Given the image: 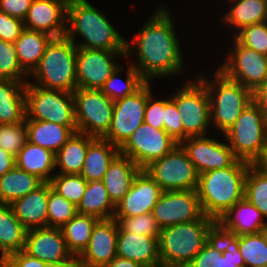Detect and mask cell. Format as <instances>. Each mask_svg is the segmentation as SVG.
I'll use <instances>...</instances> for the list:
<instances>
[{
    "instance_id": "6da1fadb",
    "label": "cell",
    "mask_w": 267,
    "mask_h": 267,
    "mask_svg": "<svg viewBox=\"0 0 267 267\" xmlns=\"http://www.w3.org/2000/svg\"><path fill=\"white\" fill-rule=\"evenodd\" d=\"M172 17L164 5L158 7L141 26L133 40L126 42V58L135 54L137 60L130 64L146 82L153 81V78L170 77L186 72L183 69L185 63L181 41L174 30Z\"/></svg>"
},
{
    "instance_id": "7a4b0ae2",
    "label": "cell",
    "mask_w": 267,
    "mask_h": 267,
    "mask_svg": "<svg viewBox=\"0 0 267 267\" xmlns=\"http://www.w3.org/2000/svg\"><path fill=\"white\" fill-rule=\"evenodd\" d=\"M66 22L65 36L77 47L126 52L127 40L115 29L105 13L88 0H69ZM77 34L84 42H76Z\"/></svg>"
},
{
    "instance_id": "3957f363",
    "label": "cell",
    "mask_w": 267,
    "mask_h": 267,
    "mask_svg": "<svg viewBox=\"0 0 267 267\" xmlns=\"http://www.w3.org/2000/svg\"><path fill=\"white\" fill-rule=\"evenodd\" d=\"M249 163L236 160L231 166L199 174L197 193L205 216L216 221L244 198Z\"/></svg>"
},
{
    "instance_id": "277c9868",
    "label": "cell",
    "mask_w": 267,
    "mask_h": 267,
    "mask_svg": "<svg viewBox=\"0 0 267 267\" xmlns=\"http://www.w3.org/2000/svg\"><path fill=\"white\" fill-rule=\"evenodd\" d=\"M217 221L201 220L175 224L161 229L159 254L161 267H186L213 236Z\"/></svg>"
},
{
    "instance_id": "5b68a950",
    "label": "cell",
    "mask_w": 267,
    "mask_h": 267,
    "mask_svg": "<svg viewBox=\"0 0 267 267\" xmlns=\"http://www.w3.org/2000/svg\"><path fill=\"white\" fill-rule=\"evenodd\" d=\"M76 57L77 46L68 37L52 38L38 66L29 75L34 79L29 83L73 93L77 89Z\"/></svg>"
},
{
    "instance_id": "8992f818",
    "label": "cell",
    "mask_w": 267,
    "mask_h": 267,
    "mask_svg": "<svg viewBox=\"0 0 267 267\" xmlns=\"http://www.w3.org/2000/svg\"><path fill=\"white\" fill-rule=\"evenodd\" d=\"M197 78L207 89L211 126L214 125L224 135L234 125L241 112L253 102V92L227 78L218 69L213 80L199 74Z\"/></svg>"
},
{
    "instance_id": "52a82bcc",
    "label": "cell",
    "mask_w": 267,
    "mask_h": 267,
    "mask_svg": "<svg viewBox=\"0 0 267 267\" xmlns=\"http://www.w3.org/2000/svg\"><path fill=\"white\" fill-rule=\"evenodd\" d=\"M224 138L238 160L259 164L267 151V117L252 102L241 112Z\"/></svg>"
},
{
    "instance_id": "ba28073f",
    "label": "cell",
    "mask_w": 267,
    "mask_h": 267,
    "mask_svg": "<svg viewBox=\"0 0 267 267\" xmlns=\"http://www.w3.org/2000/svg\"><path fill=\"white\" fill-rule=\"evenodd\" d=\"M25 119L54 122L77 133L73 93L26 83Z\"/></svg>"
},
{
    "instance_id": "9c48e42d",
    "label": "cell",
    "mask_w": 267,
    "mask_h": 267,
    "mask_svg": "<svg viewBox=\"0 0 267 267\" xmlns=\"http://www.w3.org/2000/svg\"><path fill=\"white\" fill-rule=\"evenodd\" d=\"M175 102L183 125V140L188 137L208 135L210 122V101L205 85L196 77L170 94Z\"/></svg>"
},
{
    "instance_id": "30bf717a",
    "label": "cell",
    "mask_w": 267,
    "mask_h": 267,
    "mask_svg": "<svg viewBox=\"0 0 267 267\" xmlns=\"http://www.w3.org/2000/svg\"><path fill=\"white\" fill-rule=\"evenodd\" d=\"M73 97L77 132L103 138L111 126L114 101L96 89L77 88Z\"/></svg>"
},
{
    "instance_id": "8fae6325",
    "label": "cell",
    "mask_w": 267,
    "mask_h": 267,
    "mask_svg": "<svg viewBox=\"0 0 267 267\" xmlns=\"http://www.w3.org/2000/svg\"><path fill=\"white\" fill-rule=\"evenodd\" d=\"M144 170L163 192L196 190L198 187L199 174L180 144L162 158L152 161Z\"/></svg>"
},
{
    "instance_id": "7c38bea8",
    "label": "cell",
    "mask_w": 267,
    "mask_h": 267,
    "mask_svg": "<svg viewBox=\"0 0 267 267\" xmlns=\"http://www.w3.org/2000/svg\"><path fill=\"white\" fill-rule=\"evenodd\" d=\"M151 82H146L133 95L114 101L110 129L103 139L119 148L144 122L148 97L152 94Z\"/></svg>"
},
{
    "instance_id": "4fadbf2b",
    "label": "cell",
    "mask_w": 267,
    "mask_h": 267,
    "mask_svg": "<svg viewBox=\"0 0 267 267\" xmlns=\"http://www.w3.org/2000/svg\"><path fill=\"white\" fill-rule=\"evenodd\" d=\"M228 57L218 70L254 92L267 82V56L240 45L234 38Z\"/></svg>"
},
{
    "instance_id": "5bb4252c",
    "label": "cell",
    "mask_w": 267,
    "mask_h": 267,
    "mask_svg": "<svg viewBox=\"0 0 267 267\" xmlns=\"http://www.w3.org/2000/svg\"><path fill=\"white\" fill-rule=\"evenodd\" d=\"M177 144L164 129H156L143 122L119 150L120 154L144 169L152 161L169 153Z\"/></svg>"
},
{
    "instance_id": "9a60e30c",
    "label": "cell",
    "mask_w": 267,
    "mask_h": 267,
    "mask_svg": "<svg viewBox=\"0 0 267 267\" xmlns=\"http://www.w3.org/2000/svg\"><path fill=\"white\" fill-rule=\"evenodd\" d=\"M126 57V52L77 47V88L100 90L105 81L121 65L115 57Z\"/></svg>"
},
{
    "instance_id": "2e32d148",
    "label": "cell",
    "mask_w": 267,
    "mask_h": 267,
    "mask_svg": "<svg viewBox=\"0 0 267 267\" xmlns=\"http://www.w3.org/2000/svg\"><path fill=\"white\" fill-rule=\"evenodd\" d=\"M152 214L161 229L205 217L197 190L162 192Z\"/></svg>"
},
{
    "instance_id": "e0dca14e",
    "label": "cell",
    "mask_w": 267,
    "mask_h": 267,
    "mask_svg": "<svg viewBox=\"0 0 267 267\" xmlns=\"http://www.w3.org/2000/svg\"><path fill=\"white\" fill-rule=\"evenodd\" d=\"M208 136L188 137L180 143L198 174L227 168L237 160L228 142Z\"/></svg>"
},
{
    "instance_id": "ac0fdd59",
    "label": "cell",
    "mask_w": 267,
    "mask_h": 267,
    "mask_svg": "<svg viewBox=\"0 0 267 267\" xmlns=\"http://www.w3.org/2000/svg\"><path fill=\"white\" fill-rule=\"evenodd\" d=\"M186 267H245L239 251V236L216 226L213 236Z\"/></svg>"
},
{
    "instance_id": "d6986e66",
    "label": "cell",
    "mask_w": 267,
    "mask_h": 267,
    "mask_svg": "<svg viewBox=\"0 0 267 267\" xmlns=\"http://www.w3.org/2000/svg\"><path fill=\"white\" fill-rule=\"evenodd\" d=\"M118 224L114 218L99 219L87 248L78 257L80 267H106L117 256Z\"/></svg>"
},
{
    "instance_id": "ffe728a7",
    "label": "cell",
    "mask_w": 267,
    "mask_h": 267,
    "mask_svg": "<svg viewBox=\"0 0 267 267\" xmlns=\"http://www.w3.org/2000/svg\"><path fill=\"white\" fill-rule=\"evenodd\" d=\"M69 0H32L24 27L49 34L53 38L65 36L67 4Z\"/></svg>"
},
{
    "instance_id": "44dd1931",
    "label": "cell",
    "mask_w": 267,
    "mask_h": 267,
    "mask_svg": "<svg viewBox=\"0 0 267 267\" xmlns=\"http://www.w3.org/2000/svg\"><path fill=\"white\" fill-rule=\"evenodd\" d=\"M162 192L160 186L142 169L135 177L129 192L116 204L113 217H132L152 213Z\"/></svg>"
},
{
    "instance_id": "7402d4cb",
    "label": "cell",
    "mask_w": 267,
    "mask_h": 267,
    "mask_svg": "<svg viewBox=\"0 0 267 267\" xmlns=\"http://www.w3.org/2000/svg\"><path fill=\"white\" fill-rule=\"evenodd\" d=\"M23 251L46 263L72 259L60 228L40 227L27 230Z\"/></svg>"
},
{
    "instance_id": "603a6c76",
    "label": "cell",
    "mask_w": 267,
    "mask_h": 267,
    "mask_svg": "<svg viewBox=\"0 0 267 267\" xmlns=\"http://www.w3.org/2000/svg\"><path fill=\"white\" fill-rule=\"evenodd\" d=\"M117 256L144 267H161L159 237L118 231Z\"/></svg>"
},
{
    "instance_id": "cb8c5ba5",
    "label": "cell",
    "mask_w": 267,
    "mask_h": 267,
    "mask_svg": "<svg viewBox=\"0 0 267 267\" xmlns=\"http://www.w3.org/2000/svg\"><path fill=\"white\" fill-rule=\"evenodd\" d=\"M267 225L261 212L245 198L237 202L217 221V226L234 236L260 232Z\"/></svg>"
},
{
    "instance_id": "d4e9b609",
    "label": "cell",
    "mask_w": 267,
    "mask_h": 267,
    "mask_svg": "<svg viewBox=\"0 0 267 267\" xmlns=\"http://www.w3.org/2000/svg\"><path fill=\"white\" fill-rule=\"evenodd\" d=\"M49 182L10 204L15 217L27 229L47 227Z\"/></svg>"
},
{
    "instance_id": "484cf974",
    "label": "cell",
    "mask_w": 267,
    "mask_h": 267,
    "mask_svg": "<svg viewBox=\"0 0 267 267\" xmlns=\"http://www.w3.org/2000/svg\"><path fill=\"white\" fill-rule=\"evenodd\" d=\"M141 170L129 157L120 153L110 163L102 181L115 205L129 192Z\"/></svg>"
},
{
    "instance_id": "4316f807",
    "label": "cell",
    "mask_w": 267,
    "mask_h": 267,
    "mask_svg": "<svg viewBox=\"0 0 267 267\" xmlns=\"http://www.w3.org/2000/svg\"><path fill=\"white\" fill-rule=\"evenodd\" d=\"M27 82L0 79V124H15L25 120Z\"/></svg>"
},
{
    "instance_id": "83f0119b",
    "label": "cell",
    "mask_w": 267,
    "mask_h": 267,
    "mask_svg": "<svg viewBox=\"0 0 267 267\" xmlns=\"http://www.w3.org/2000/svg\"><path fill=\"white\" fill-rule=\"evenodd\" d=\"M120 153L119 147L103 138H95L86 152L82 175L87 182L101 181L110 163Z\"/></svg>"
},
{
    "instance_id": "f1b7e54d",
    "label": "cell",
    "mask_w": 267,
    "mask_h": 267,
    "mask_svg": "<svg viewBox=\"0 0 267 267\" xmlns=\"http://www.w3.org/2000/svg\"><path fill=\"white\" fill-rule=\"evenodd\" d=\"M25 125L30 143L55 154L74 134L69 127L54 122L25 119Z\"/></svg>"
},
{
    "instance_id": "f546056e",
    "label": "cell",
    "mask_w": 267,
    "mask_h": 267,
    "mask_svg": "<svg viewBox=\"0 0 267 267\" xmlns=\"http://www.w3.org/2000/svg\"><path fill=\"white\" fill-rule=\"evenodd\" d=\"M15 166L49 182L56 167L55 153L27 141L15 157Z\"/></svg>"
},
{
    "instance_id": "4dcf8cb0",
    "label": "cell",
    "mask_w": 267,
    "mask_h": 267,
    "mask_svg": "<svg viewBox=\"0 0 267 267\" xmlns=\"http://www.w3.org/2000/svg\"><path fill=\"white\" fill-rule=\"evenodd\" d=\"M52 38L49 34L25 28L14 42L18 62L28 75L38 66Z\"/></svg>"
},
{
    "instance_id": "1f68e13d",
    "label": "cell",
    "mask_w": 267,
    "mask_h": 267,
    "mask_svg": "<svg viewBox=\"0 0 267 267\" xmlns=\"http://www.w3.org/2000/svg\"><path fill=\"white\" fill-rule=\"evenodd\" d=\"M231 4L222 17L225 26H232L235 35L238 31L252 24L267 22V0H229ZM237 29V30H236Z\"/></svg>"
},
{
    "instance_id": "d6a6232c",
    "label": "cell",
    "mask_w": 267,
    "mask_h": 267,
    "mask_svg": "<svg viewBox=\"0 0 267 267\" xmlns=\"http://www.w3.org/2000/svg\"><path fill=\"white\" fill-rule=\"evenodd\" d=\"M26 233L10 204L0 203V265L7 256L24 249Z\"/></svg>"
},
{
    "instance_id": "836d02e7",
    "label": "cell",
    "mask_w": 267,
    "mask_h": 267,
    "mask_svg": "<svg viewBox=\"0 0 267 267\" xmlns=\"http://www.w3.org/2000/svg\"><path fill=\"white\" fill-rule=\"evenodd\" d=\"M94 139L86 134L74 133L55 154V169L59 168V174H80L88 145Z\"/></svg>"
},
{
    "instance_id": "e575fe53",
    "label": "cell",
    "mask_w": 267,
    "mask_h": 267,
    "mask_svg": "<svg viewBox=\"0 0 267 267\" xmlns=\"http://www.w3.org/2000/svg\"><path fill=\"white\" fill-rule=\"evenodd\" d=\"M45 182L14 166L0 178V203L11 204L17 199L35 191Z\"/></svg>"
},
{
    "instance_id": "d590c367",
    "label": "cell",
    "mask_w": 267,
    "mask_h": 267,
    "mask_svg": "<svg viewBox=\"0 0 267 267\" xmlns=\"http://www.w3.org/2000/svg\"><path fill=\"white\" fill-rule=\"evenodd\" d=\"M116 205L107 193L104 182H87L85 193L77 206V213L95 216L98 219L113 218Z\"/></svg>"
},
{
    "instance_id": "8d00e7d4",
    "label": "cell",
    "mask_w": 267,
    "mask_h": 267,
    "mask_svg": "<svg viewBox=\"0 0 267 267\" xmlns=\"http://www.w3.org/2000/svg\"><path fill=\"white\" fill-rule=\"evenodd\" d=\"M98 220L95 216L77 213L60 228L67 247L73 256L79 257L87 248L93 227Z\"/></svg>"
},
{
    "instance_id": "74e56055",
    "label": "cell",
    "mask_w": 267,
    "mask_h": 267,
    "mask_svg": "<svg viewBox=\"0 0 267 267\" xmlns=\"http://www.w3.org/2000/svg\"><path fill=\"white\" fill-rule=\"evenodd\" d=\"M123 69L124 67L122 64L111 74L100 89L112 101L133 95L146 83L140 73L129 64L126 72V80H123L122 84V79L119 78V74L123 73ZM118 81H120L119 83L121 84H119Z\"/></svg>"
},
{
    "instance_id": "f35d334b",
    "label": "cell",
    "mask_w": 267,
    "mask_h": 267,
    "mask_svg": "<svg viewBox=\"0 0 267 267\" xmlns=\"http://www.w3.org/2000/svg\"><path fill=\"white\" fill-rule=\"evenodd\" d=\"M244 198L267 218V171L259 164H250L245 178ZM267 220V219H266Z\"/></svg>"
},
{
    "instance_id": "ab89813d",
    "label": "cell",
    "mask_w": 267,
    "mask_h": 267,
    "mask_svg": "<svg viewBox=\"0 0 267 267\" xmlns=\"http://www.w3.org/2000/svg\"><path fill=\"white\" fill-rule=\"evenodd\" d=\"M245 267L267 266V244L261 232L239 236Z\"/></svg>"
},
{
    "instance_id": "60d3db41",
    "label": "cell",
    "mask_w": 267,
    "mask_h": 267,
    "mask_svg": "<svg viewBox=\"0 0 267 267\" xmlns=\"http://www.w3.org/2000/svg\"><path fill=\"white\" fill-rule=\"evenodd\" d=\"M77 214V206L54 191L49 183L47 227L61 228Z\"/></svg>"
},
{
    "instance_id": "b9f144b4",
    "label": "cell",
    "mask_w": 267,
    "mask_h": 267,
    "mask_svg": "<svg viewBox=\"0 0 267 267\" xmlns=\"http://www.w3.org/2000/svg\"><path fill=\"white\" fill-rule=\"evenodd\" d=\"M54 172L56 174L49 181L52 189L75 206H78L87 187L86 179L80 174H59L56 171Z\"/></svg>"
},
{
    "instance_id": "7bdbcfd3",
    "label": "cell",
    "mask_w": 267,
    "mask_h": 267,
    "mask_svg": "<svg viewBox=\"0 0 267 267\" xmlns=\"http://www.w3.org/2000/svg\"><path fill=\"white\" fill-rule=\"evenodd\" d=\"M27 76L18 62L14 43L0 39V79L29 81Z\"/></svg>"
},
{
    "instance_id": "ee69618b",
    "label": "cell",
    "mask_w": 267,
    "mask_h": 267,
    "mask_svg": "<svg viewBox=\"0 0 267 267\" xmlns=\"http://www.w3.org/2000/svg\"><path fill=\"white\" fill-rule=\"evenodd\" d=\"M118 224V231L159 237L161 227L152 213L132 217H113Z\"/></svg>"
},
{
    "instance_id": "f6af8a7d",
    "label": "cell",
    "mask_w": 267,
    "mask_h": 267,
    "mask_svg": "<svg viewBox=\"0 0 267 267\" xmlns=\"http://www.w3.org/2000/svg\"><path fill=\"white\" fill-rule=\"evenodd\" d=\"M27 141L25 120L15 124H0V147L9 154L16 157Z\"/></svg>"
},
{
    "instance_id": "bcb514c9",
    "label": "cell",
    "mask_w": 267,
    "mask_h": 267,
    "mask_svg": "<svg viewBox=\"0 0 267 267\" xmlns=\"http://www.w3.org/2000/svg\"><path fill=\"white\" fill-rule=\"evenodd\" d=\"M233 38L240 45L267 56V22L246 26L238 31Z\"/></svg>"
},
{
    "instance_id": "7dc6e473",
    "label": "cell",
    "mask_w": 267,
    "mask_h": 267,
    "mask_svg": "<svg viewBox=\"0 0 267 267\" xmlns=\"http://www.w3.org/2000/svg\"><path fill=\"white\" fill-rule=\"evenodd\" d=\"M181 115L175 102L170 98L164 99V130L178 143L183 141V125Z\"/></svg>"
},
{
    "instance_id": "c3c4849f",
    "label": "cell",
    "mask_w": 267,
    "mask_h": 267,
    "mask_svg": "<svg viewBox=\"0 0 267 267\" xmlns=\"http://www.w3.org/2000/svg\"><path fill=\"white\" fill-rule=\"evenodd\" d=\"M25 29L24 22L0 11V39L14 43Z\"/></svg>"
},
{
    "instance_id": "681fc988",
    "label": "cell",
    "mask_w": 267,
    "mask_h": 267,
    "mask_svg": "<svg viewBox=\"0 0 267 267\" xmlns=\"http://www.w3.org/2000/svg\"><path fill=\"white\" fill-rule=\"evenodd\" d=\"M151 94L147 99L144 122L156 129H164V99H154Z\"/></svg>"
},
{
    "instance_id": "f907efd6",
    "label": "cell",
    "mask_w": 267,
    "mask_h": 267,
    "mask_svg": "<svg viewBox=\"0 0 267 267\" xmlns=\"http://www.w3.org/2000/svg\"><path fill=\"white\" fill-rule=\"evenodd\" d=\"M46 262L32 257L23 250L10 254L3 262V267H45Z\"/></svg>"
},
{
    "instance_id": "816d5d0a",
    "label": "cell",
    "mask_w": 267,
    "mask_h": 267,
    "mask_svg": "<svg viewBox=\"0 0 267 267\" xmlns=\"http://www.w3.org/2000/svg\"><path fill=\"white\" fill-rule=\"evenodd\" d=\"M31 3L32 0H0V11L23 21Z\"/></svg>"
},
{
    "instance_id": "f5cc1de1",
    "label": "cell",
    "mask_w": 267,
    "mask_h": 267,
    "mask_svg": "<svg viewBox=\"0 0 267 267\" xmlns=\"http://www.w3.org/2000/svg\"><path fill=\"white\" fill-rule=\"evenodd\" d=\"M253 102L263 111L267 117V82L259 86L253 92Z\"/></svg>"
},
{
    "instance_id": "db71d44e",
    "label": "cell",
    "mask_w": 267,
    "mask_h": 267,
    "mask_svg": "<svg viewBox=\"0 0 267 267\" xmlns=\"http://www.w3.org/2000/svg\"><path fill=\"white\" fill-rule=\"evenodd\" d=\"M15 166V157L0 147V178Z\"/></svg>"
},
{
    "instance_id": "11a10c76",
    "label": "cell",
    "mask_w": 267,
    "mask_h": 267,
    "mask_svg": "<svg viewBox=\"0 0 267 267\" xmlns=\"http://www.w3.org/2000/svg\"><path fill=\"white\" fill-rule=\"evenodd\" d=\"M106 267H144L142 264L116 256Z\"/></svg>"
},
{
    "instance_id": "9f6ffc18",
    "label": "cell",
    "mask_w": 267,
    "mask_h": 267,
    "mask_svg": "<svg viewBox=\"0 0 267 267\" xmlns=\"http://www.w3.org/2000/svg\"><path fill=\"white\" fill-rule=\"evenodd\" d=\"M45 267H80L78 262V257H73L70 260L56 262V263H46Z\"/></svg>"
},
{
    "instance_id": "6f0895ef",
    "label": "cell",
    "mask_w": 267,
    "mask_h": 267,
    "mask_svg": "<svg viewBox=\"0 0 267 267\" xmlns=\"http://www.w3.org/2000/svg\"><path fill=\"white\" fill-rule=\"evenodd\" d=\"M259 165L267 171V151L263 160L259 163Z\"/></svg>"
},
{
    "instance_id": "680465c9",
    "label": "cell",
    "mask_w": 267,
    "mask_h": 267,
    "mask_svg": "<svg viewBox=\"0 0 267 267\" xmlns=\"http://www.w3.org/2000/svg\"><path fill=\"white\" fill-rule=\"evenodd\" d=\"M260 232L263 235L265 242L267 244V225Z\"/></svg>"
}]
</instances>
